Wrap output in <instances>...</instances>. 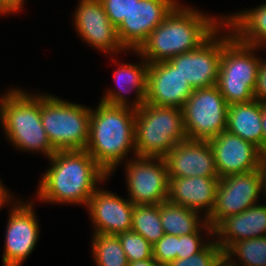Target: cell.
Returning a JSON list of instances; mask_svg holds the SVG:
<instances>
[{"instance_id": "cell-3", "label": "cell", "mask_w": 266, "mask_h": 266, "mask_svg": "<svg viewBox=\"0 0 266 266\" xmlns=\"http://www.w3.org/2000/svg\"><path fill=\"white\" fill-rule=\"evenodd\" d=\"M136 109L112 106L101 101L91 107L89 139L86 151L109 175L116 172L118 165L134 158ZM129 153V155H128Z\"/></svg>"}, {"instance_id": "cell-10", "label": "cell", "mask_w": 266, "mask_h": 266, "mask_svg": "<svg viewBox=\"0 0 266 266\" xmlns=\"http://www.w3.org/2000/svg\"><path fill=\"white\" fill-rule=\"evenodd\" d=\"M128 199L134 205H154L168 201L169 177L164 158H129L123 163Z\"/></svg>"}, {"instance_id": "cell-33", "label": "cell", "mask_w": 266, "mask_h": 266, "mask_svg": "<svg viewBox=\"0 0 266 266\" xmlns=\"http://www.w3.org/2000/svg\"><path fill=\"white\" fill-rule=\"evenodd\" d=\"M254 97L262 103L266 102V59H263V57L257 76V84L254 90Z\"/></svg>"}, {"instance_id": "cell-15", "label": "cell", "mask_w": 266, "mask_h": 266, "mask_svg": "<svg viewBox=\"0 0 266 266\" xmlns=\"http://www.w3.org/2000/svg\"><path fill=\"white\" fill-rule=\"evenodd\" d=\"M208 141L219 178L261 169L266 155L241 137L225 130Z\"/></svg>"}, {"instance_id": "cell-7", "label": "cell", "mask_w": 266, "mask_h": 266, "mask_svg": "<svg viewBox=\"0 0 266 266\" xmlns=\"http://www.w3.org/2000/svg\"><path fill=\"white\" fill-rule=\"evenodd\" d=\"M259 49L242 43L235 36L223 46L216 86L228 105L255 99L254 90L262 60Z\"/></svg>"}, {"instance_id": "cell-12", "label": "cell", "mask_w": 266, "mask_h": 266, "mask_svg": "<svg viewBox=\"0 0 266 266\" xmlns=\"http://www.w3.org/2000/svg\"><path fill=\"white\" fill-rule=\"evenodd\" d=\"M24 201V202H23ZM19 200L10 206L5 230L3 266H22L35 250L39 241L40 227L33 198Z\"/></svg>"}, {"instance_id": "cell-31", "label": "cell", "mask_w": 266, "mask_h": 266, "mask_svg": "<svg viewBox=\"0 0 266 266\" xmlns=\"http://www.w3.org/2000/svg\"><path fill=\"white\" fill-rule=\"evenodd\" d=\"M153 258L163 266L177 259L178 236L164 234V236L152 245Z\"/></svg>"}, {"instance_id": "cell-13", "label": "cell", "mask_w": 266, "mask_h": 266, "mask_svg": "<svg viewBox=\"0 0 266 266\" xmlns=\"http://www.w3.org/2000/svg\"><path fill=\"white\" fill-rule=\"evenodd\" d=\"M77 3L72 21L81 41L106 53L105 56L126 54L119 41L117 28L109 20L103 3L100 0H79Z\"/></svg>"}, {"instance_id": "cell-11", "label": "cell", "mask_w": 266, "mask_h": 266, "mask_svg": "<svg viewBox=\"0 0 266 266\" xmlns=\"http://www.w3.org/2000/svg\"><path fill=\"white\" fill-rule=\"evenodd\" d=\"M263 189L262 169L219 178L215 205L206 218L207 222L214 229L227 216L242 213L258 204L263 198Z\"/></svg>"}, {"instance_id": "cell-20", "label": "cell", "mask_w": 266, "mask_h": 266, "mask_svg": "<svg viewBox=\"0 0 266 266\" xmlns=\"http://www.w3.org/2000/svg\"><path fill=\"white\" fill-rule=\"evenodd\" d=\"M219 178L201 176L169 178L168 201L203 213L207 218L215 205Z\"/></svg>"}, {"instance_id": "cell-30", "label": "cell", "mask_w": 266, "mask_h": 266, "mask_svg": "<svg viewBox=\"0 0 266 266\" xmlns=\"http://www.w3.org/2000/svg\"><path fill=\"white\" fill-rule=\"evenodd\" d=\"M224 259V252L214 238L200 252L184 259H176L166 266H218Z\"/></svg>"}, {"instance_id": "cell-17", "label": "cell", "mask_w": 266, "mask_h": 266, "mask_svg": "<svg viewBox=\"0 0 266 266\" xmlns=\"http://www.w3.org/2000/svg\"><path fill=\"white\" fill-rule=\"evenodd\" d=\"M194 89L168 60L149 63L145 102L183 108Z\"/></svg>"}, {"instance_id": "cell-19", "label": "cell", "mask_w": 266, "mask_h": 266, "mask_svg": "<svg viewBox=\"0 0 266 266\" xmlns=\"http://www.w3.org/2000/svg\"><path fill=\"white\" fill-rule=\"evenodd\" d=\"M169 178L201 176L219 178L209 141L185 140L164 157Z\"/></svg>"}, {"instance_id": "cell-5", "label": "cell", "mask_w": 266, "mask_h": 266, "mask_svg": "<svg viewBox=\"0 0 266 266\" xmlns=\"http://www.w3.org/2000/svg\"><path fill=\"white\" fill-rule=\"evenodd\" d=\"M187 140L181 108L145 103L136 109L135 150L139 157L164 158Z\"/></svg>"}, {"instance_id": "cell-34", "label": "cell", "mask_w": 266, "mask_h": 266, "mask_svg": "<svg viewBox=\"0 0 266 266\" xmlns=\"http://www.w3.org/2000/svg\"><path fill=\"white\" fill-rule=\"evenodd\" d=\"M25 2L26 0H0V14L2 16L18 14L23 10Z\"/></svg>"}, {"instance_id": "cell-38", "label": "cell", "mask_w": 266, "mask_h": 266, "mask_svg": "<svg viewBox=\"0 0 266 266\" xmlns=\"http://www.w3.org/2000/svg\"><path fill=\"white\" fill-rule=\"evenodd\" d=\"M261 169H262V172H263V187H264V199H265V202H266V156L264 158V160L262 161V166H261Z\"/></svg>"}, {"instance_id": "cell-4", "label": "cell", "mask_w": 266, "mask_h": 266, "mask_svg": "<svg viewBox=\"0 0 266 266\" xmlns=\"http://www.w3.org/2000/svg\"><path fill=\"white\" fill-rule=\"evenodd\" d=\"M0 126L18 151L41 152L48 159L56 152L41 121V92L13 86L5 91L0 96Z\"/></svg>"}, {"instance_id": "cell-18", "label": "cell", "mask_w": 266, "mask_h": 266, "mask_svg": "<svg viewBox=\"0 0 266 266\" xmlns=\"http://www.w3.org/2000/svg\"><path fill=\"white\" fill-rule=\"evenodd\" d=\"M138 58L140 62L133 63H122L116 58L118 56L111 55V59L114 64L118 65V68L113 72V78L116 83V89L108 88L100 99L101 102L112 105V106H126L134 109L140 108L145 104V97L147 91V72L149 68V63L137 52L132 51ZM115 57V58H114ZM134 97L130 101L127 94H132Z\"/></svg>"}, {"instance_id": "cell-35", "label": "cell", "mask_w": 266, "mask_h": 266, "mask_svg": "<svg viewBox=\"0 0 266 266\" xmlns=\"http://www.w3.org/2000/svg\"><path fill=\"white\" fill-rule=\"evenodd\" d=\"M13 197L15 196L10 192L9 188L7 189L2 180H0V210L3 209V206H12L17 200Z\"/></svg>"}, {"instance_id": "cell-36", "label": "cell", "mask_w": 266, "mask_h": 266, "mask_svg": "<svg viewBox=\"0 0 266 266\" xmlns=\"http://www.w3.org/2000/svg\"><path fill=\"white\" fill-rule=\"evenodd\" d=\"M263 153L266 155V102L262 103Z\"/></svg>"}, {"instance_id": "cell-16", "label": "cell", "mask_w": 266, "mask_h": 266, "mask_svg": "<svg viewBox=\"0 0 266 266\" xmlns=\"http://www.w3.org/2000/svg\"><path fill=\"white\" fill-rule=\"evenodd\" d=\"M93 234H113L130 231L134 204L111 190L99 187L86 206Z\"/></svg>"}, {"instance_id": "cell-27", "label": "cell", "mask_w": 266, "mask_h": 266, "mask_svg": "<svg viewBox=\"0 0 266 266\" xmlns=\"http://www.w3.org/2000/svg\"><path fill=\"white\" fill-rule=\"evenodd\" d=\"M131 230L143 236L151 245L158 242L164 236L160 204L134 205Z\"/></svg>"}, {"instance_id": "cell-23", "label": "cell", "mask_w": 266, "mask_h": 266, "mask_svg": "<svg viewBox=\"0 0 266 266\" xmlns=\"http://www.w3.org/2000/svg\"><path fill=\"white\" fill-rule=\"evenodd\" d=\"M224 22L242 43L266 48V3L224 15Z\"/></svg>"}, {"instance_id": "cell-9", "label": "cell", "mask_w": 266, "mask_h": 266, "mask_svg": "<svg viewBox=\"0 0 266 266\" xmlns=\"http://www.w3.org/2000/svg\"><path fill=\"white\" fill-rule=\"evenodd\" d=\"M233 36L231 28L224 22L198 48L176 55L168 61L194 90L216 85L223 46Z\"/></svg>"}, {"instance_id": "cell-26", "label": "cell", "mask_w": 266, "mask_h": 266, "mask_svg": "<svg viewBox=\"0 0 266 266\" xmlns=\"http://www.w3.org/2000/svg\"><path fill=\"white\" fill-rule=\"evenodd\" d=\"M90 247L96 266H128L126 254L117 235L92 234Z\"/></svg>"}, {"instance_id": "cell-1", "label": "cell", "mask_w": 266, "mask_h": 266, "mask_svg": "<svg viewBox=\"0 0 266 266\" xmlns=\"http://www.w3.org/2000/svg\"><path fill=\"white\" fill-rule=\"evenodd\" d=\"M48 160L50 167L35 191L38 202L86 207L98 186L109 179L86 150H58Z\"/></svg>"}, {"instance_id": "cell-22", "label": "cell", "mask_w": 266, "mask_h": 266, "mask_svg": "<svg viewBox=\"0 0 266 266\" xmlns=\"http://www.w3.org/2000/svg\"><path fill=\"white\" fill-rule=\"evenodd\" d=\"M262 102L228 105L226 130L254 144L263 152Z\"/></svg>"}, {"instance_id": "cell-37", "label": "cell", "mask_w": 266, "mask_h": 266, "mask_svg": "<svg viewBox=\"0 0 266 266\" xmlns=\"http://www.w3.org/2000/svg\"><path fill=\"white\" fill-rule=\"evenodd\" d=\"M128 266H163L160 265L153 257L147 260L128 262Z\"/></svg>"}, {"instance_id": "cell-14", "label": "cell", "mask_w": 266, "mask_h": 266, "mask_svg": "<svg viewBox=\"0 0 266 266\" xmlns=\"http://www.w3.org/2000/svg\"><path fill=\"white\" fill-rule=\"evenodd\" d=\"M178 3V0H139L135 3L117 27V35L124 49L130 53L137 51Z\"/></svg>"}, {"instance_id": "cell-8", "label": "cell", "mask_w": 266, "mask_h": 266, "mask_svg": "<svg viewBox=\"0 0 266 266\" xmlns=\"http://www.w3.org/2000/svg\"><path fill=\"white\" fill-rule=\"evenodd\" d=\"M228 104L216 85L195 89L182 112L188 140L208 141L227 127Z\"/></svg>"}, {"instance_id": "cell-6", "label": "cell", "mask_w": 266, "mask_h": 266, "mask_svg": "<svg viewBox=\"0 0 266 266\" xmlns=\"http://www.w3.org/2000/svg\"><path fill=\"white\" fill-rule=\"evenodd\" d=\"M91 108L41 93V121L53 146L58 150H85L90 129Z\"/></svg>"}, {"instance_id": "cell-25", "label": "cell", "mask_w": 266, "mask_h": 266, "mask_svg": "<svg viewBox=\"0 0 266 266\" xmlns=\"http://www.w3.org/2000/svg\"><path fill=\"white\" fill-rule=\"evenodd\" d=\"M224 259L232 266H266V236L234 242Z\"/></svg>"}, {"instance_id": "cell-24", "label": "cell", "mask_w": 266, "mask_h": 266, "mask_svg": "<svg viewBox=\"0 0 266 266\" xmlns=\"http://www.w3.org/2000/svg\"><path fill=\"white\" fill-rule=\"evenodd\" d=\"M160 218L164 234L176 236L195 234L207 223L201 213L169 201L160 203Z\"/></svg>"}, {"instance_id": "cell-29", "label": "cell", "mask_w": 266, "mask_h": 266, "mask_svg": "<svg viewBox=\"0 0 266 266\" xmlns=\"http://www.w3.org/2000/svg\"><path fill=\"white\" fill-rule=\"evenodd\" d=\"M203 231L208 237L214 238V229L208 222L195 234L178 236L177 259H184L195 255L202 251L211 242L208 237L205 239L203 238Z\"/></svg>"}, {"instance_id": "cell-28", "label": "cell", "mask_w": 266, "mask_h": 266, "mask_svg": "<svg viewBox=\"0 0 266 266\" xmlns=\"http://www.w3.org/2000/svg\"><path fill=\"white\" fill-rule=\"evenodd\" d=\"M128 262L147 260L153 257L152 245L140 234L130 230L117 234Z\"/></svg>"}, {"instance_id": "cell-32", "label": "cell", "mask_w": 266, "mask_h": 266, "mask_svg": "<svg viewBox=\"0 0 266 266\" xmlns=\"http://www.w3.org/2000/svg\"><path fill=\"white\" fill-rule=\"evenodd\" d=\"M111 23L117 28L139 0H100Z\"/></svg>"}, {"instance_id": "cell-2", "label": "cell", "mask_w": 266, "mask_h": 266, "mask_svg": "<svg viewBox=\"0 0 266 266\" xmlns=\"http://www.w3.org/2000/svg\"><path fill=\"white\" fill-rule=\"evenodd\" d=\"M212 15L178 3L137 52L148 63H155L194 50L224 23L223 15Z\"/></svg>"}, {"instance_id": "cell-39", "label": "cell", "mask_w": 266, "mask_h": 266, "mask_svg": "<svg viewBox=\"0 0 266 266\" xmlns=\"http://www.w3.org/2000/svg\"><path fill=\"white\" fill-rule=\"evenodd\" d=\"M218 266H232L228 261L223 259Z\"/></svg>"}, {"instance_id": "cell-21", "label": "cell", "mask_w": 266, "mask_h": 266, "mask_svg": "<svg viewBox=\"0 0 266 266\" xmlns=\"http://www.w3.org/2000/svg\"><path fill=\"white\" fill-rule=\"evenodd\" d=\"M266 203V202H265ZM224 218L214 228V239L225 252L234 242L266 236V204Z\"/></svg>"}]
</instances>
